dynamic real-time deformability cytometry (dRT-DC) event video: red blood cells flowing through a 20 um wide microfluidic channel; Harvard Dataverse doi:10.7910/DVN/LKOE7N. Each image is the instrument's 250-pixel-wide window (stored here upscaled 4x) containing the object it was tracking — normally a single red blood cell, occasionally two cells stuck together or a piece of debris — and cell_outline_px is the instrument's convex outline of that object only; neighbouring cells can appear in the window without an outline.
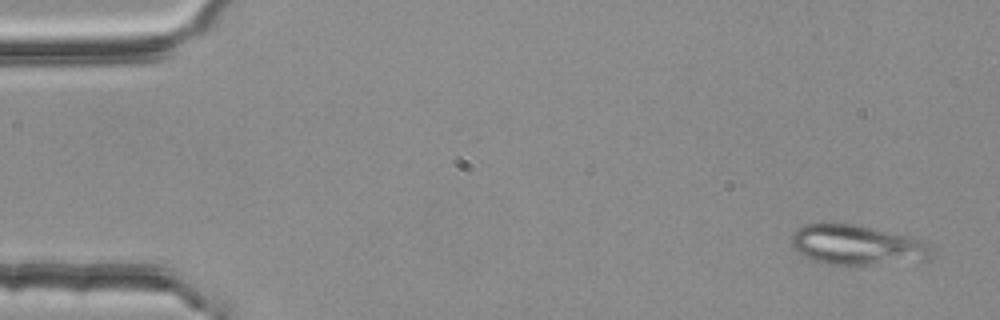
{"species": "common noctule bat (a hibernating species)", "species_latin": "Nyctalus noctula", "temperature_condition": "room temperature", "stored_images_in_passage": 4, "camera_frame_rate_fps": 3000, "um_per_image_px": 0.085, "animal": {"sex": "female", "body_mass_g": 25.1}, "frame": {"image": 1, "passage_image": 1, "time_ms": 0.0, "image_size_px": [1000, 320], "cell_outline_px": [[936, 256], [928, 260], [868, 264], [832, 264], [812, 260], [804, 256], [792, 244], [792, 232], [796, 228], [804, 224], [856, 224], [920, 240], [936, 248]], "centroid_in_image_um": [72.9, 20.83], "position_along_channel_um": 12.1, "area_um2": 32.25}}